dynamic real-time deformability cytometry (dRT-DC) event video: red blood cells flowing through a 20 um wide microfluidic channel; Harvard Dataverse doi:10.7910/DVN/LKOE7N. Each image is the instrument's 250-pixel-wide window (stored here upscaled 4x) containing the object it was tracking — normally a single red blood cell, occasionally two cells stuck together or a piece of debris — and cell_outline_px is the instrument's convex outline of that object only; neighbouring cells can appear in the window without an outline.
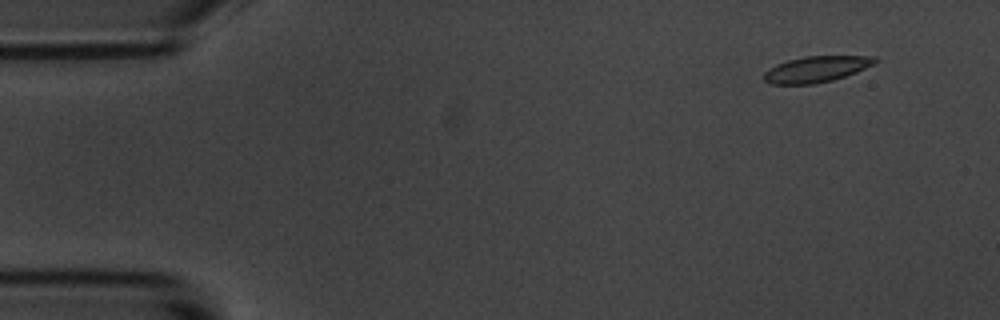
{"species": "common noctule bat (a hibernating species)", "species_latin": "Nyctalus noctula", "temperature_condition": "room temperature", "stored_images_in_passage": 15, "camera_frame_rate_fps": 3000, "um_per_image_px": 0.085, "animal": {"sex": "male", "body_mass_g": 20.1, "forearm_length_mm": 53.5}, "frame": {"image": 1, "passage_image": 2, "time_ms": 1.333, "image_size_px": [1000, 320], "cell_outline_px": [[880, 60], [856, 72], [832, 80], [816, 84], [768, 84], [764, 80], [764, 72], [776, 64], [788, 60], [804, 56], [876, 56]], "centroid_in_image_um": [69.37, 5.88], "position_along_channel_um": 15.6, "area_um2": 16.82}}
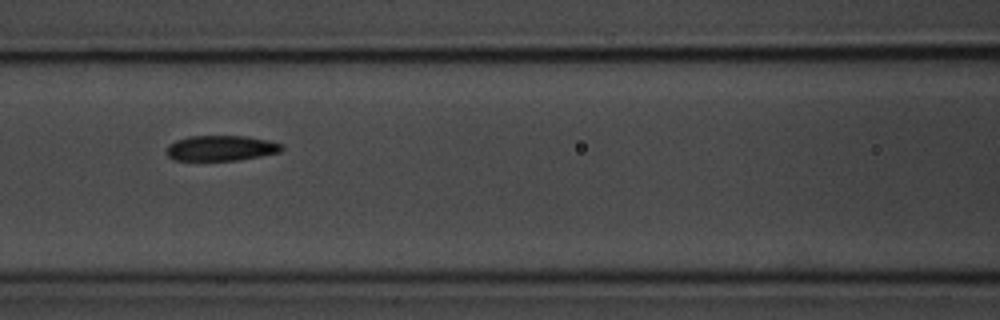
{"frame": {"image": 2, "passage_image": 7, "time_ms": 8.0, "image_size_px": [1000, 320], "cell_outline_px": [[284, 148], [280, 152], [260, 156], [236, 160], [172, 160], [168, 156], [168, 144], [176, 140], [188, 136], [248, 136], [268, 140], [280, 144]], "centroid_in_image_um": [18.78, 12.58], "position_along_channel_um": 147.8, "area_um2": 16.94}}
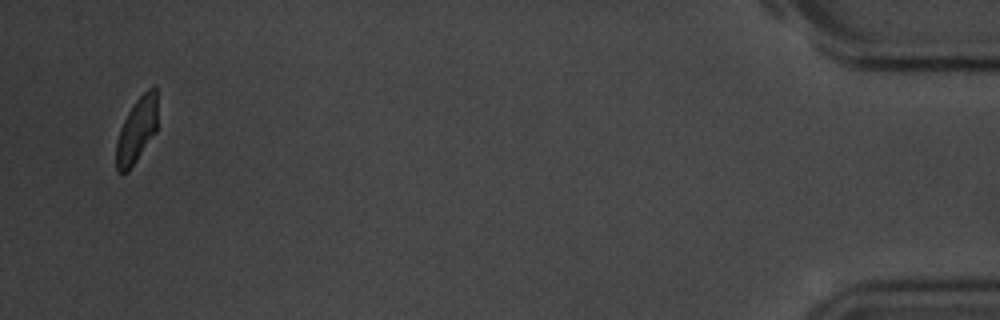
{"frame": {"image": 3, "passage_image": 15, "time_ms": 18.333, "image_size_px": [1000, 320], "cell_outline_px": [[156, 132], [128, 172], [116, 172], [116, 140], [120, 128], [128, 112], [136, 100], [148, 88], [156, 88]], "centroid_in_image_um": [11.59, 11.11], "position_along_channel_um": 423.6, "area_um2": 15.49}, "authors_computed_cell_mechanics": {"area_um2": 17.1088, "velocity_mm_per_s": 3.4914, "shape_relaxation_time_tau1_ms": 3.622, "shape_relaxation_time_tau2_ms": null, "deformation_change_tau1": 0.1036, "deformation_change_tau2": null}}